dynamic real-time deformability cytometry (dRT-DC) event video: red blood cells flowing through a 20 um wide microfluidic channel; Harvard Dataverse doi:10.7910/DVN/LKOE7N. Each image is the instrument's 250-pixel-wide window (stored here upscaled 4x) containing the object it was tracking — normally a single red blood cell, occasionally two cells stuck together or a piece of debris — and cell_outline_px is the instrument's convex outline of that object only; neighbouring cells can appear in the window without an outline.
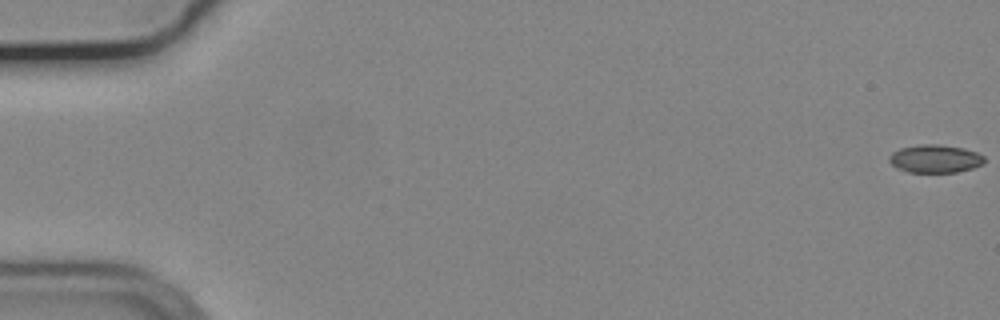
{"species": "common noctule bat (a hibernating species)", "species_latin": "Nyctalus noctula", "temperature_condition": "cold", "stored_images_in_passage": 56, "camera_frame_rate_fps": 3000, "um_per_image_px": 0.085, "animal": {"sex": "male", "body_mass_g": 19.2, "forearm_length_mm": 51.8}, "frame": {"image": 1, "passage_image": 1, "time_ms": 0.0, "image_size_px": [1000, 320], "cell_outline_px": [[984, 164], [972, 168], [956, 172], [908, 172], [896, 168], [888, 160], [888, 156], [892, 152], [900, 148], [920, 144], [940, 144], [964, 148], [976, 152], [984, 156]], "centroid_in_image_um": [79.47, 13.48], "position_along_channel_um": 5.5, "area_um2": 15.66}}
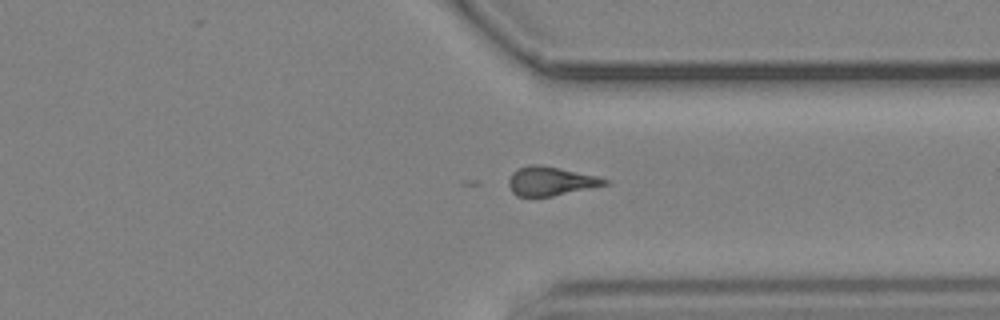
{"frame": {"image": 2, "passage_image": 43, "time_ms": 14.0, "image_size_px": [1000, 320], "cell_outline_px": [[612, 184], [552, 196], [516, 196], [512, 192], [508, 184], [508, 180], [512, 172], [516, 168], [532, 164], [540, 164], [600, 176], [608, 180]], "centroid_in_image_um": [46.83, 15.38], "position_along_channel_um": 364.6, "area_um2": 16.47}}
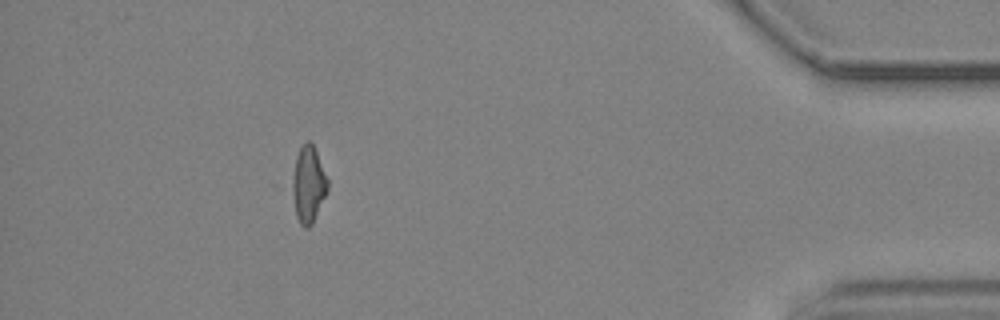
{"frame": {"image": 3, "passage_image": 51, "time_ms": 16.667, "image_size_px": [1000, 320], "cell_outline_px": [[328, 192], [312, 224], [308, 228], [304, 228], [300, 224], [296, 216], [292, 192], [292, 184], [296, 156], [300, 144], [304, 140], [308, 140], [312, 144], [316, 152], [328, 180]], "centroid_in_image_um": [26.21, 15.68], "position_along_channel_um": 409.0, "area_um2": 15.78}}